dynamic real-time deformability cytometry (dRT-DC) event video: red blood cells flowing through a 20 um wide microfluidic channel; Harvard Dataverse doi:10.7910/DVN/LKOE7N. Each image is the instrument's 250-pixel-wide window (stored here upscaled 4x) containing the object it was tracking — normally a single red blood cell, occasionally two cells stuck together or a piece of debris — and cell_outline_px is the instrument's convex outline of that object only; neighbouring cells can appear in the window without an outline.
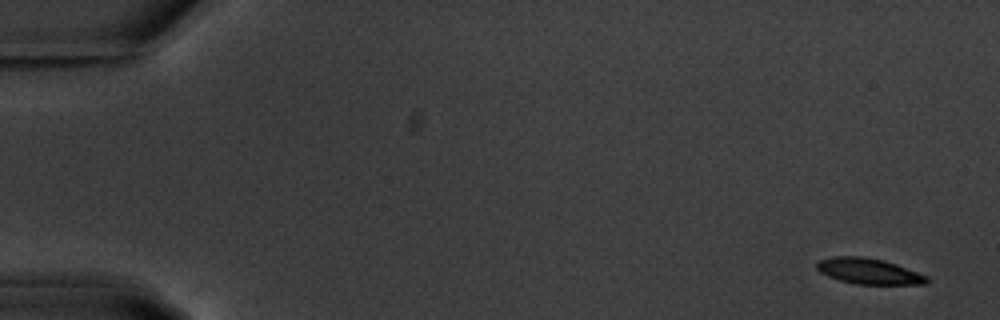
{"species": "common noctule bat (a hibernating species)", "species_latin": "Nyctalus noctula", "temperature_condition": "warm", "stored_images_in_passage": 55, "camera_frame_rate_fps": 3000, "um_per_image_px": 0.085, "animal": {"sex": "male", "body_mass_g": 20.1, "forearm_length_mm": 53.5}, "frame": {"image": 1, "passage_image": 1, "time_ms": 0.0, "image_size_px": [1000, 320], "cell_outline_px": [[928, 284], [856, 284], [840, 280], [828, 276], [820, 272], [816, 268], [816, 264], [820, 260], [832, 256], [864, 256], [884, 260], [896, 264], [928, 276]], "centroid_in_image_um": [73.84, 23.04], "position_along_channel_um": 11.2, "area_um2": 16.53}}
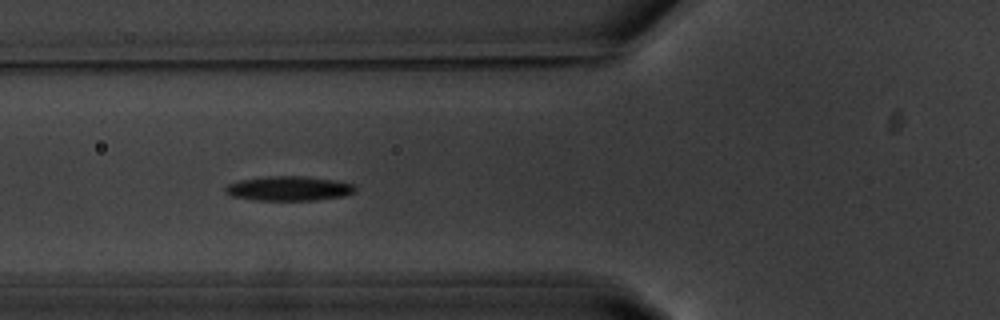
{"frame": {"image": 2, "passage_image": 20, "time_ms": 6.333, "image_size_px": [1000, 320], "cell_outline_px": [[356, 192], [344, 196], [316, 200], [252, 200], [232, 196], [224, 192], [224, 188], [228, 184], [240, 180], [264, 176], [304, 176], [336, 180], [352, 184], [356, 188]], "centroid_in_image_um": [24.54, 16.02], "position_along_channel_um": 101.3, "area_um2": 18.73}}
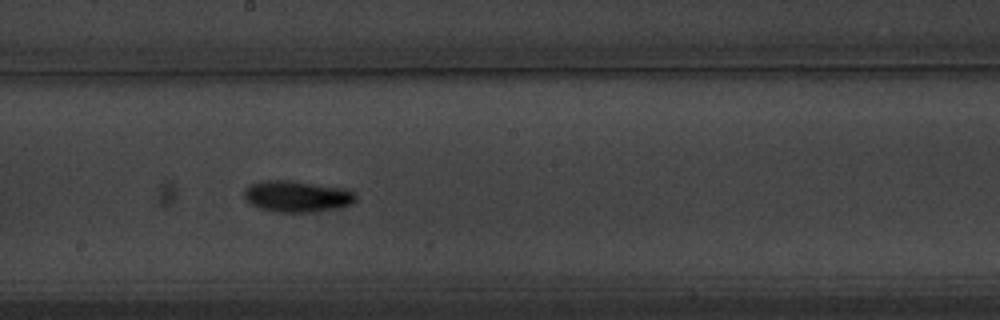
{"frame": {"image": 3, "passage_image": 30, "time_ms": 9.667, "image_size_px": [1000, 320], "cell_outline_px": [[356, 200], [352, 204], [336, 208], [312, 212], [276, 212], [260, 208], [252, 204], [244, 196], [244, 188], [248, 184], [268, 180], [288, 180], [348, 188], [356, 192]], "centroid_in_image_um": [25.28, 16.68], "position_along_channel_um": 222.9, "area_um2": 20.52}, "authors_computed_cell_mechanics": {"area_um2": 17.8602, "velocity_mm_per_s": 3.6435, "shape_relaxation_time_tau1_ms": 3.5393, "shape_relaxation_time_tau2_ms": null, "deformation_change_tau1": 0.1458, "deformation_change_tau2": null}}